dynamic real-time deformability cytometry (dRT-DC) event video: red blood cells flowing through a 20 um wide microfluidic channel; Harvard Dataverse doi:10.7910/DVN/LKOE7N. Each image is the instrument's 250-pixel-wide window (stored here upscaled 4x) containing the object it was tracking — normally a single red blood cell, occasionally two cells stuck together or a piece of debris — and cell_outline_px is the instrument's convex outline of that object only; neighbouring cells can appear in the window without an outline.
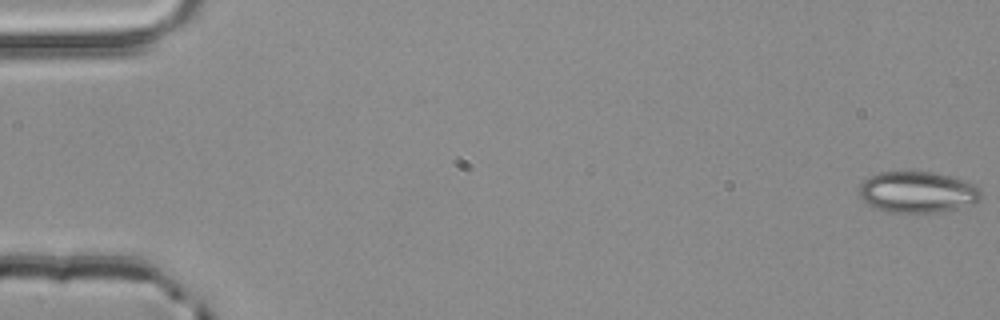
{"species": "common noctule bat (a hibernating species)", "species_latin": "Nyctalus noctula", "temperature_condition": "room temperature", "stored_images_in_passage": 5, "segment_of_instrument_passage": [1, 2], "camera_frame_rate_fps": 3000, "um_per_image_px": 0.085, "animal": {"sex": "male", "body_mass_g": 20.4}, "frame": {"image": 1, "passage_image": 1, "time_ms": 0.0, "image_size_px": [1000, 320], "cell_outline_px": [[984, 196], [980, 200], [972, 204], [956, 208], [936, 212], [888, 212], [872, 208], [860, 196], [860, 184], [868, 176], [880, 172], [932, 172], [964, 180], [980, 188]], "centroid_in_image_um": [77.99, 16.33], "position_along_channel_um": 7.0, "area_um2": 29.25}}
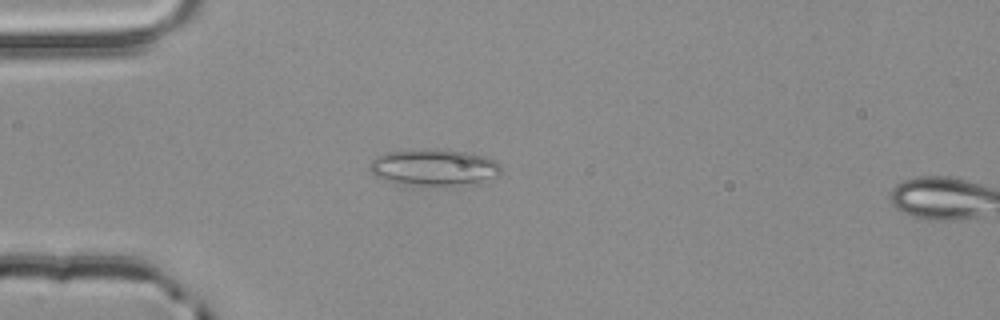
{"frame": {"image": 2, "passage_image": 4, "time_ms": 1.0, "image_size_px": [1000, 320], "cell_outline_px": [[500, 176], [472, 188], [404, 184], [384, 180], [376, 176], [368, 168], [368, 164], [376, 156], [388, 152], [428, 148], [472, 152], [484, 156], [500, 164]], "centroid_in_image_um": [36.99, 14.27], "position_along_channel_um": 48.0, "area_um2": 29.25}}